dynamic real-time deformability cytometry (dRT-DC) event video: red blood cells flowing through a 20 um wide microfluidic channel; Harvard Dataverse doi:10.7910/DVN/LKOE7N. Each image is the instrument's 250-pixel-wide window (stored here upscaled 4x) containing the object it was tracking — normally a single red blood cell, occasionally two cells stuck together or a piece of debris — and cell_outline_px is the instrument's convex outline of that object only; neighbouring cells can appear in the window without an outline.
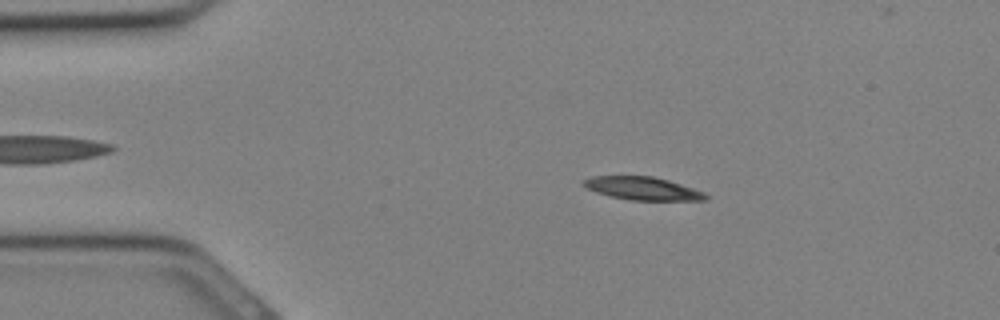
{"species": "Egyptian fruit bat (a non-hibernating species)", "species_latin": "Rousettus aegyptiacus", "temperature_condition": "cold", "stored_images_in_passage": 31, "camera_frame_rate_fps": 3000, "um_per_image_px": 0.085, "animal": {"sex": "female"}, "frame": {"image": 1, "passage_image": 5, "time_ms": 1.333, "image_size_px": [1000, 320], "cell_outline_px": [[708, 196], [704, 200], [628, 200], [596, 192], [580, 184], [580, 180], [592, 176], [652, 176], [668, 180], [704, 192]], "centroid_in_image_um": [54.56, 16.01], "position_along_channel_um": 30.4, "area_um2": 16.3}}
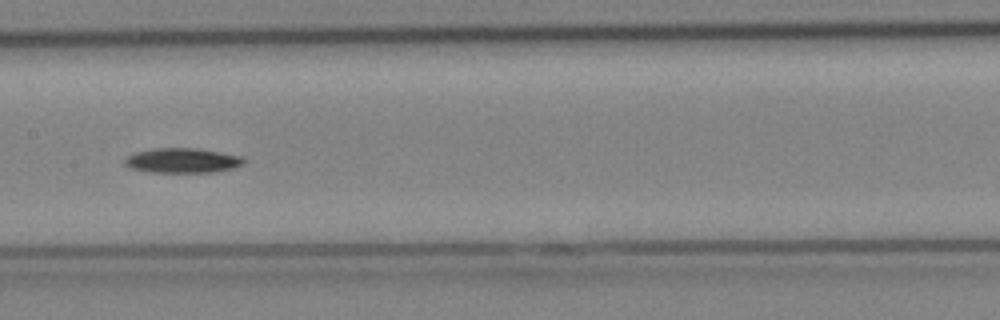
{"frame": {"image": 2, "passage_image": 15, "time_ms": 4.667, "image_size_px": [1000, 320], "cell_outline_px": [[248, 160], [244, 164], [232, 168], [216, 172], [152, 172], [128, 168], [124, 164], [124, 160], [132, 152], [152, 148], [200, 148], [244, 156]], "centroid_in_image_um": [15.53, 13.63], "position_along_channel_um": 191.9, "area_um2": 17.63}}
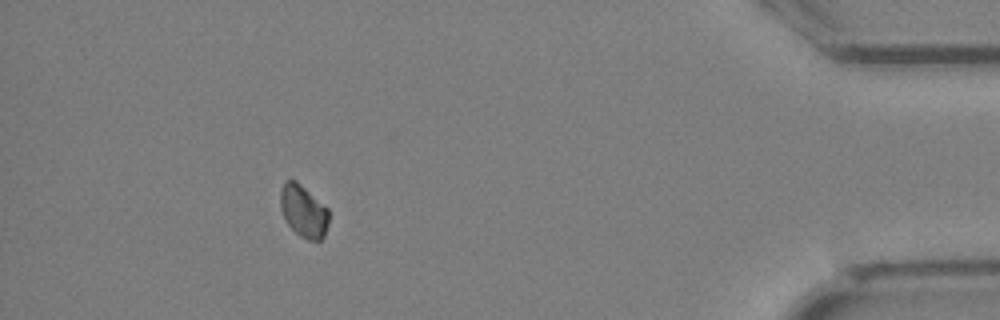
{"frame": {"image": 3, "passage_image": 28, "time_ms": 9.0, "image_size_px": [1000, 320], "cell_outline_px": [[328, 224], [324, 236], [320, 240], [308, 240], [300, 236], [284, 220], [280, 208], [280, 192], [284, 184], [288, 180], [296, 180], [328, 208]], "centroid_in_image_um": [25.79, 17.95], "position_along_channel_um": 409.4, "area_um2": 14.68}}